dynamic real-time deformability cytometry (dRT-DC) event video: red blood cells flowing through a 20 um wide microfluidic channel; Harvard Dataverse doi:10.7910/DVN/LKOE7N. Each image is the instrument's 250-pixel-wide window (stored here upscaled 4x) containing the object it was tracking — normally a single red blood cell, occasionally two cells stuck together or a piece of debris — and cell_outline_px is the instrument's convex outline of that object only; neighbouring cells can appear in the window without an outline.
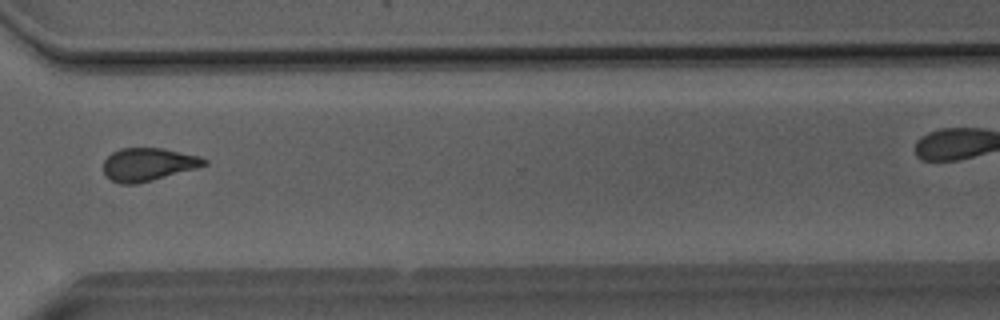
{"species": "Egyptian fruit bat (a non-hibernating species)", "species_latin": "Rousettus aegyptiacus", "temperature_condition": "room temperature", "stored_images_in_passage": 32, "camera_frame_rate_fps": 3000, "um_per_image_px": 0.085, "animal": {"sex": "male"}, "frame": {"image": 1, "passage_image": 28, "time_ms": 9.0, "image_size_px": [1000, 320], "cell_outline_px": [[208, 164], [196, 168], [152, 180], [136, 184], [120, 184], [112, 180], [104, 172], [104, 160], [112, 152], [120, 148], [160, 148], [200, 156], [208, 160]], "centroid_in_image_um": [12.6, 13.97], "position_along_channel_um": 358.0, "area_um2": 19.19}}